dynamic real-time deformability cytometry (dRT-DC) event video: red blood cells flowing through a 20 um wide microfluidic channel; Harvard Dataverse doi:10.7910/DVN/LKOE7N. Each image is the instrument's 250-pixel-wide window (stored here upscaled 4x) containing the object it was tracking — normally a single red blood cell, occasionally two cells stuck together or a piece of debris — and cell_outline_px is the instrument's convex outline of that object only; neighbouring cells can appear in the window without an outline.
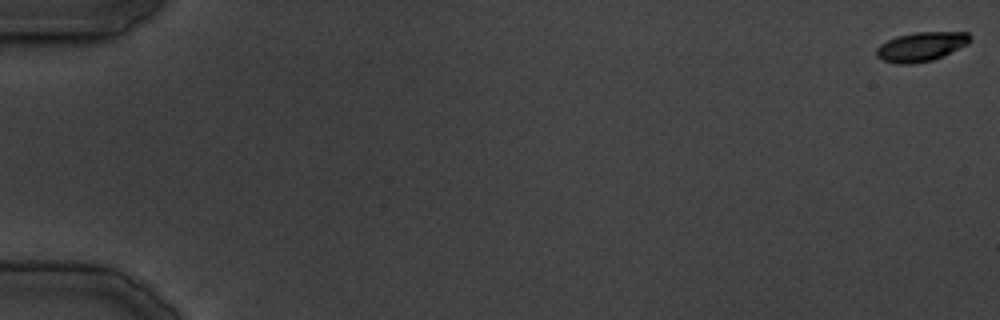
{"species": "common noctule bat (a hibernating species)", "species_latin": "Nyctalus noctula", "temperature_condition": "cold", "stored_images_in_passage": 40, "camera_frame_rate_fps": 3000, "um_per_image_px": 0.085, "animal": {"sex": "male", "body_mass_g": 19.5, "forearm_length_mm": 54.6}, "frame": {"image": 1, "passage_image": 1, "time_ms": 0.0, "image_size_px": [1000, 320], "cell_outline_px": [[972, 40], [968, 44], [944, 56], [932, 60], [912, 64], [896, 64], [884, 60], [876, 56], [876, 48], [880, 44], [896, 36], [916, 32], [968, 32], [972, 36]], "centroid_in_image_um": [78.32, 3.96], "position_along_channel_um": 6.7, "area_um2": 16.13}}
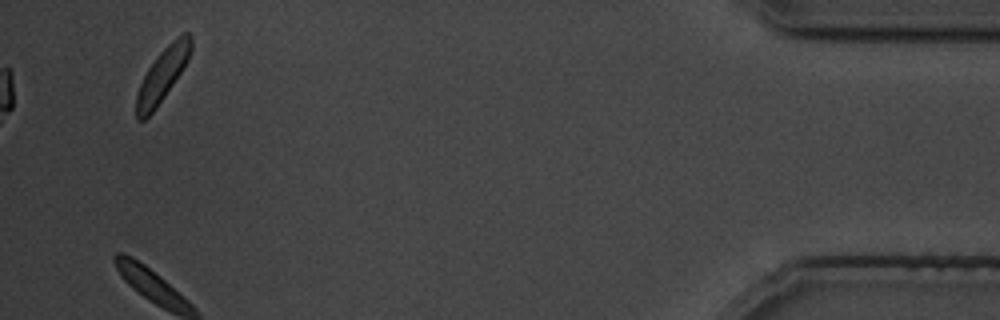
{"frame": {"image": 2, "passage_image": 40, "time_ms": 48.333, "image_size_px": [1000, 320], "cell_outline_px": [[192, 48], [188, 60], [156, 108], [144, 120], [136, 120], [136, 96], [140, 84], [148, 68], [156, 56], [176, 36], [184, 32], [188, 32], [192, 36]], "centroid_in_image_um": [13.81, 6.33], "position_along_channel_um": 421.4, "area_um2": 16.7}}